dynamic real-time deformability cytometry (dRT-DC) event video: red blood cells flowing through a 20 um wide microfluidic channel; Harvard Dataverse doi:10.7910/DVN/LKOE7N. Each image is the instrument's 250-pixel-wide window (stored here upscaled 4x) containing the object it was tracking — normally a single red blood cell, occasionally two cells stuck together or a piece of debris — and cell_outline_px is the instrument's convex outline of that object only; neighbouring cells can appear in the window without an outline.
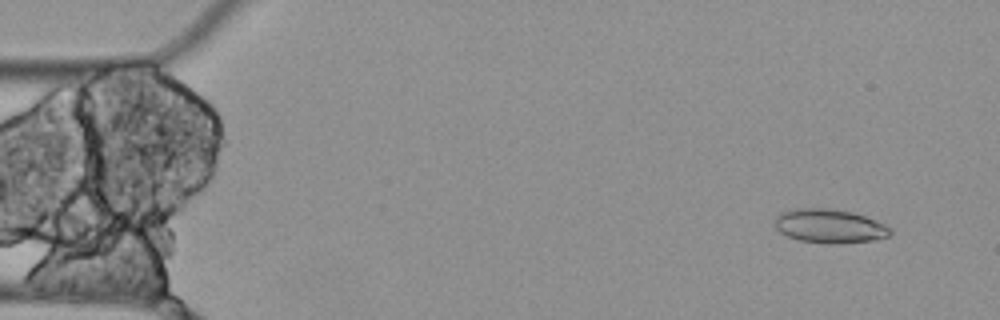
{"species": "Egyptian fruit bat (a non-hibernating species)", "species_latin": "Rousettus aegyptiacus", "temperature_condition": "cold", "stored_images_in_passage": 6, "camera_frame_rate_fps": 3000, "um_per_image_px": 0.085, "animal": {"sex": "female"}, "frame": {"image": 1, "passage_image": 2, "time_ms": 0.333, "image_size_px": [1000, 320], "cell_outline_px": [[892, 232], [888, 236], [872, 240], [836, 244], [824, 244], [800, 240], [788, 236], [780, 232], [772, 224], [776, 216], [780, 212], [788, 208], [832, 208], [852, 212], [864, 216], [884, 224], [892, 228]], "centroid_in_image_um": [70.45, 19.2], "position_along_channel_um": 14.5, "area_um2": 23.12}}